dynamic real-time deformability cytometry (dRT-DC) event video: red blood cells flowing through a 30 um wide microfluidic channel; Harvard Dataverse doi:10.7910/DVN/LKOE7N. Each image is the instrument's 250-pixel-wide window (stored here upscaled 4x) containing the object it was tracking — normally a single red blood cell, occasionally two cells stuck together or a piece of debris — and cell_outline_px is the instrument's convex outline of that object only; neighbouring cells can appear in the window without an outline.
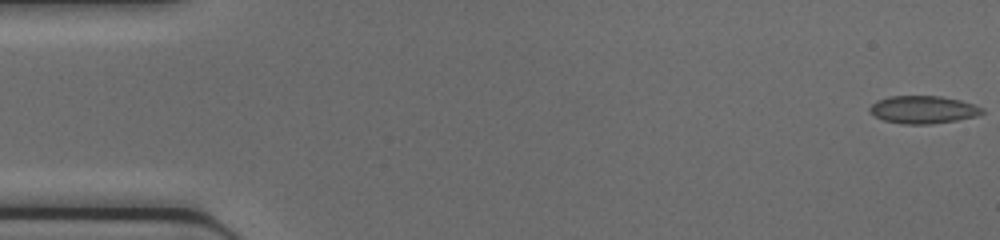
{"species": "common noctule bat (a hibernating species)", "species_latin": "Nyctalus noctula", "temperature_condition": "cold", "stored_images_in_passage": 41, "camera_frame_rate_fps": 3000, "um_per_image_px": 0.085, "animal": {"sex": "female", "body_mass_g": 17.0, "forearm_length_mm": 48.0}, "frame": {"image": 1, "passage_image": 1, "time_ms": 0.0, "image_size_px": [1000, 240], "cell_outline_px": [[984, 112], [976, 116], [956, 120], [928, 124], [904, 124], [884, 120], [868, 112], [868, 108], [876, 100], [888, 96], [940, 96], [960, 100], [984, 108]], "centroid_in_image_um": [78.43, 9.31], "position_along_channel_um": 6.6, "area_um2": 18.09}}
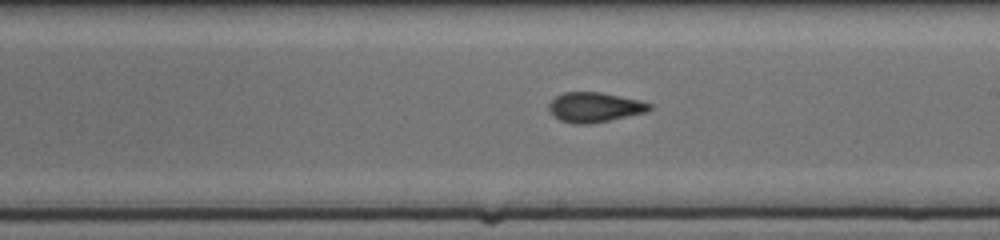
{"frame": {"image": 2, "passage_image": 26, "time_ms": 8.333, "image_size_px": [1000, 240], "cell_outline_px": [[652, 108], [644, 112], [608, 120], [588, 124], [572, 124], [560, 120], [552, 116], [548, 108], [548, 104], [556, 96], [564, 92], [600, 92], [640, 100], [652, 104]], "centroid_in_image_um": [50.49, 9.11], "position_along_channel_um": 238.5, "area_um2": 17.4}}
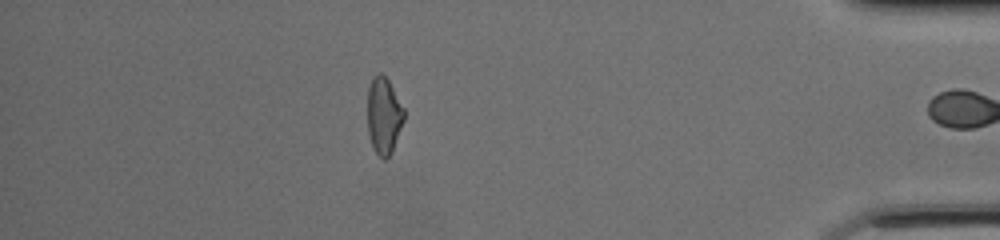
{"frame": {"image": 3, "passage_image": 40, "time_ms": 13.0, "image_size_px": [1000, 240], "cell_outline_px": [[404, 120], [392, 152], [384, 160], [372, 148], [368, 132], [368, 88], [372, 76], [380, 72], [388, 80], [404, 108]], "centroid_in_image_um": [32.61, 9.82], "position_along_channel_um": 402.6, "area_um2": 16.3}}